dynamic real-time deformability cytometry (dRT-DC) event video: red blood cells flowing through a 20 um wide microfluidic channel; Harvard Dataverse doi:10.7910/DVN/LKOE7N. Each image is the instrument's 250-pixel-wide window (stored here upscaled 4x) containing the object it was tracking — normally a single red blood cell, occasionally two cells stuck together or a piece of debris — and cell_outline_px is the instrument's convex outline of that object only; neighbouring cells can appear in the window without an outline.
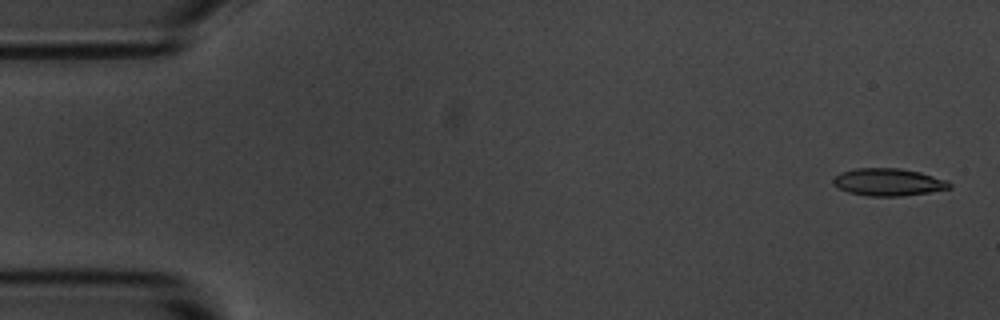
{"species": "common noctule bat (a hibernating species)", "species_latin": "Nyctalus noctula", "temperature_condition": "room temperature", "stored_images_in_passage": 7, "camera_frame_rate_fps": 3000, "um_per_image_px": 0.085, "animal": {"sex": "male", "body_mass_g": 20.1, "forearm_length_mm": 53.5}, "frame": {"image": 1, "passage_image": 1, "time_ms": 0.0, "image_size_px": [1000, 320], "cell_outline_px": [[952, 188], [928, 192], [900, 196], [868, 196], [848, 192], [832, 184], [832, 180], [840, 172], [856, 168], [900, 168], [920, 172], [948, 180], [952, 184]], "centroid_in_image_um": [75.52, 15.47], "position_along_channel_um": 9.5, "area_um2": 18.61}}
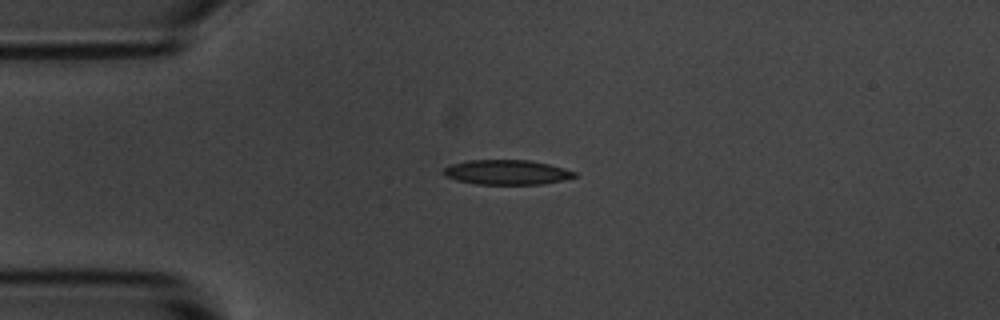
{"frame": {"image": 2, "passage_image": 4, "time_ms": 3.667, "image_size_px": [1000, 320], "cell_outline_px": [[580, 176], [564, 180], [544, 184], [476, 184], [456, 180], [444, 176], [440, 172], [444, 168], [452, 164], [468, 160], [528, 160], [548, 164], [564, 168], [576, 172]], "centroid_in_image_um": [43.08, 14.65], "position_along_channel_um": 41.9, "area_um2": 19.07}}
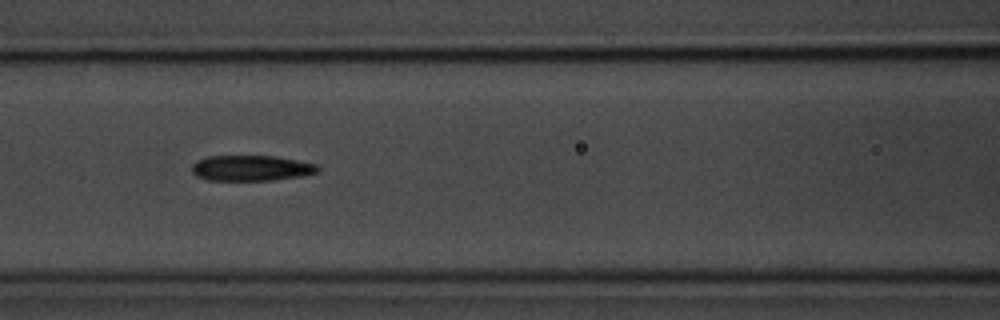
{"frame": {"image": 3, "passage_image": 7, "time_ms": 7.0, "image_size_px": [1000, 320], "cell_outline_px": [[320, 168], [316, 172], [300, 176], [272, 180], [208, 180], [196, 176], [192, 172], [192, 164], [196, 160], [208, 156], [272, 156], [296, 160], [316, 164]], "centroid_in_image_um": [21.3, 14.28], "position_along_channel_um": 145.3, "area_um2": 18.61}}